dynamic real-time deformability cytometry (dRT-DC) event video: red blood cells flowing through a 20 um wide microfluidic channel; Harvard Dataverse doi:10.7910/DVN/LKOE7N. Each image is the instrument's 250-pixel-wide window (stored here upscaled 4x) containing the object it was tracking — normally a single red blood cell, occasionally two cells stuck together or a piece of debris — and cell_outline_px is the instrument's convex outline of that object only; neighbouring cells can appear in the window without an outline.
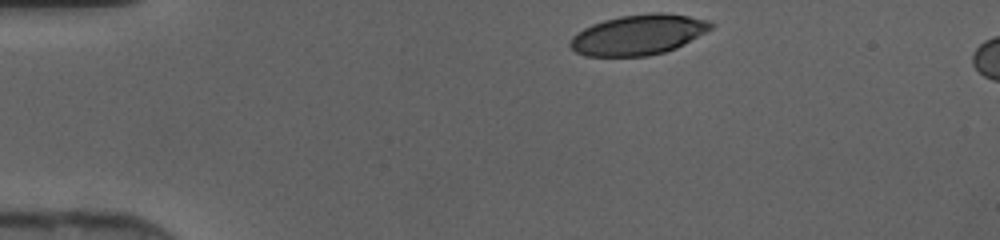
{"species": "human", "species_latin": "Homo sapiens", "temperature_condition": "cold", "stored_images_in_passage": 31, "camera_frame_rate_fps": 3000, "um_per_image_px": 0.085, "donor": {"sex": "female"}, "frame": {"image": 1, "passage_image": 1, "time_ms": 0.0, "image_size_px": [1000, 240], "cell_outline_px": [[716, 24], [712, 28], [676, 48], [664, 52], [648, 56], [584, 56], [576, 52], [568, 44], [572, 36], [576, 32], [592, 24], [604, 20], [620, 16], [652, 12], [664, 12], [688, 16], [708, 20]], "centroid_in_image_um": [54.24, 2.95], "position_along_channel_um": 30.8, "area_um2": 33.06}}
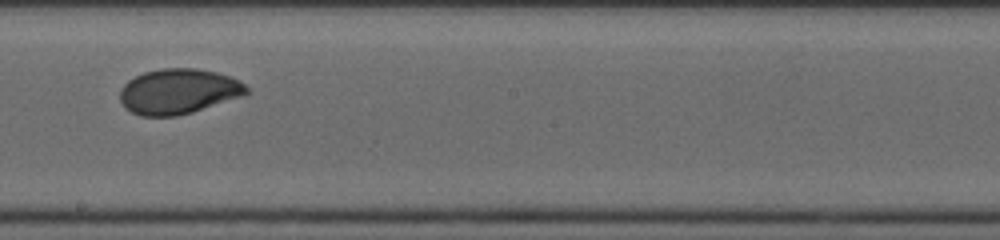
{"frame": {"image": 2, "passage_image": 19, "time_ms": 6.0, "image_size_px": [1000, 240], "cell_outline_px": [[252, 92], [248, 96], [192, 112], [176, 116], [140, 116], [124, 108], [120, 100], [120, 88], [128, 80], [144, 72], [164, 68], [196, 68], [216, 72], [240, 80]], "centroid_in_image_um": [15.22, 7.78], "position_along_channel_um": 233.0, "area_um2": 33.87}}
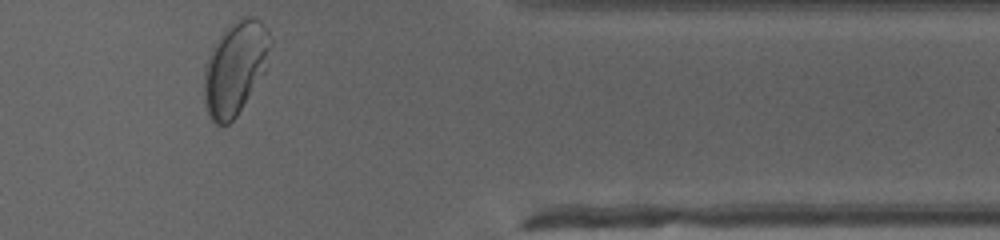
{"frame": {"image": 3, "passage_image": 31, "time_ms": 10.0, "image_size_px": [1000, 240], "cell_outline_px": [[272, 44], [264, 72], [236, 116], [228, 124], [216, 124], [212, 120], [204, 104], [204, 68], [212, 44], [224, 28], [228, 24], [244, 16], [252, 16], [260, 20], [268, 28], [272, 40]], "centroid_in_image_um": [19.99, 5.71], "position_along_channel_um": 391.4, "area_um2": 36.3}}